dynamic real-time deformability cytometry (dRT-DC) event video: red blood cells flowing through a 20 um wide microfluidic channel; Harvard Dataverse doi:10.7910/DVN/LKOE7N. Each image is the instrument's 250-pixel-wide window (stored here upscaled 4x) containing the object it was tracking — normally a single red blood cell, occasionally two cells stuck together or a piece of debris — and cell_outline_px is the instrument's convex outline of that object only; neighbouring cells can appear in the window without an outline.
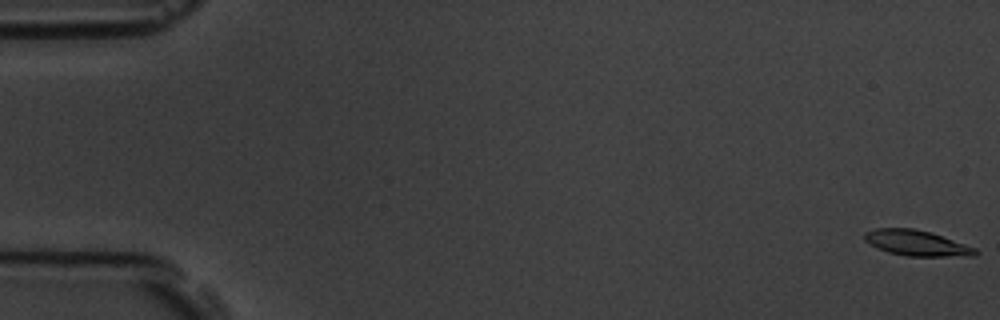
{"species": "common noctule bat (a hibernating species)", "species_latin": "Nyctalus noctula", "temperature_condition": "room temperature", "stored_images_in_passage": 6, "camera_frame_rate_fps": 3000, "um_per_image_px": 0.085, "animal": {"sex": "male", "body_mass_g": 19.5, "forearm_length_mm": 54.6}, "frame": {"image": 1, "passage_image": 1, "time_ms": 0.0, "image_size_px": [1000, 320], "cell_outline_px": [[980, 252], [976, 256], [908, 256], [888, 252], [876, 248], [864, 240], [864, 232], [876, 228], [912, 228], [928, 232], [976, 248]], "centroid_in_image_um": [77.89, 20.67], "position_along_channel_um": 7.1, "area_um2": 16.36}}